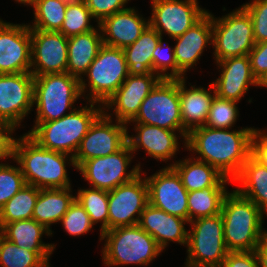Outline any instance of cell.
I'll use <instances>...</instances> for the list:
<instances>
[{"mask_svg": "<svg viewBox=\"0 0 267 267\" xmlns=\"http://www.w3.org/2000/svg\"><path fill=\"white\" fill-rule=\"evenodd\" d=\"M254 131L255 128L251 127L229 131L201 126L188 133L184 145L200 155L197 160L208 163L233 180L252 155Z\"/></svg>", "mask_w": 267, "mask_h": 267, "instance_id": "6da1fadb", "label": "cell"}, {"mask_svg": "<svg viewBox=\"0 0 267 267\" xmlns=\"http://www.w3.org/2000/svg\"><path fill=\"white\" fill-rule=\"evenodd\" d=\"M68 157V163L75 167L73 156L42 147L27 133L14 140L12 159L20 166L26 184L39 189L71 187Z\"/></svg>", "mask_w": 267, "mask_h": 267, "instance_id": "7a4b0ae2", "label": "cell"}, {"mask_svg": "<svg viewBox=\"0 0 267 267\" xmlns=\"http://www.w3.org/2000/svg\"><path fill=\"white\" fill-rule=\"evenodd\" d=\"M221 215L225 246L229 252L255 251L267 231L263 230L264 214L250 199L236 190L223 199Z\"/></svg>", "mask_w": 267, "mask_h": 267, "instance_id": "3957f363", "label": "cell"}, {"mask_svg": "<svg viewBox=\"0 0 267 267\" xmlns=\"http://www.w3.org/2000/svg\"><path fill=\"white\" fill-rule=\"evenodd\" d=\"M88 103L89 107L86 105L78 110L73 108V111L62 118L49 122H35L27 134L48 150L74 157L91 124L106 109L104 106L95 108V102Z\"/></svg>", "mask_w": 267, "mask_h": 267, "instance_id": "277c9868", "label": "cell"}, {"mask_svg": "<svg viewBox=\"0 0 267 267\" xmlns=\"http://www.w3.org/2000/svg\"><path fill=\"white\" fill-rule=\"evenodd\" d=\"M100 240H105L102 256L108 267L148 265L163 251L155 239L138 224L104 231Z\"/></svg>", "mask_w": 267, "mask_h": 267, "instance_id": "5b68a950", "label": "cell"}, {"mask_svg": "<svg viewBox=\"0 0 267 267\" xmlns=\"http://www.w3.org/2000/svg\"><path fill=\"white\" fill-rule=\"evenodd\" d=\"M81 95L80 80L67 72L34 76L33 105H36L37 111L35 122L62 118L67 115V109L73 111V105Z\"/></svg>", "mask_w": 267, "mask_h": 267, "instance_id": "8992f818", "label": "cell"}, {"mask_svg": "<svg viewBox=\"0 0 267 267\" xmlns=\"http://www.w3.org/2000/svg\"><path fill=\"white\" fill-rule=\"evenodd\" d=\"M191 223V224H190ZM187 267H219L228 254L222 215L216 214L189 222Z\"/></svg>", "mask_w": 267, "mask_h": 267, "instance_id": "52a82bcc", "label": "cell"}, {"mask_svg": "<svg viewBox=\"0 0 267 267\" xmlns=\"http://www.w3.org/2000/svg\"><path fill=\"white\" fill-rule=\"evenodd\" d=\"M212 35L216 62L248 55L255 46L253 23L242 6L219 19L212 15Z\"/></svg>", "mask_w": 267, "mask_h": 267, "instance_id": "ba28073f", "label": "cell"}, {"mask_svg": "<svg viewBox=\"0 0 267 267\" xmlns=\"http://www.w3.org/2000/svg\"><path fill=\"white\" fill-rule=\"evenodd\" d=\"M131 122L179 131L180 137H183L179 79H161L141 103Z\"/></svg>", "mask_w": 267, "mask_h": 267, "instance_id": "9c48e42d", "label": "cell"}, {"mask_svg": "<svg viewBox=\"0 0 267 267\" xmlns=\"http://www.w3.org/2000/svg\"><path fill=\"white\" fill-rule=\"evenodd\" d=\"M83 75L89 79V102L102 106L129 76L124 50L103 44Z\"/></svg>", "mask_w": 267, "mask_h": 267, "instance_id": "30bf717a", "label": "cell"}, {"mask_svg": "<svg viewBox=\"0 0 267 267\" xmlns=\"http://www.w3.org/2000/svg\"><path fill=\"white\" fill-rule=\"evenodd\" d=\"M132 156L130 146L126 143L113 154L84 161L77 169L93 188L110 191L142 174L140 163L130 172L127 171Z\"/></svg>", "mask_w": 267, "mask_h": 267, "instance_id": "8fae6325", "label": "cell"}, {"mask_svg": "<svg viewBox=\"0 0 267 267\" xmlns=\"http://www.w3.org/2000/svg\"><path fill=\"white\" fill-rule=\"evenodd\" d=\"M111 115L103 110L91 124L73 157L75 169L86 160L113 154L127 143L128 127L117 120L112 124Z\"/></svg>", "mask_w": 267, "mask_h": 267, "instance_id": "7c38bea8", "label": "cell"}, {"mask_svg": "<svg viewBox=\"0 0 267 267\" xmlns=\"http://www.w3.org/2000/svg\"><path fill=\"white\" fill-rule=\"evenodd\" d=\"M148 203V185L140 174L132 181L108 191V230L138 224Z\"/></svg>", "mask_w": 267, "mask_h": 267, "instance_id": "4fadbf2b", "label": "cell"}, {"mask_svg": "<svg viewBox=\"0 0 267 267\" xmlns=\"http://www.w3.org/2000/svg\"><path fill=\"white\" fill-rule=\"evenodd\" d=\"M149 25L161 37L165 32L171 38L183 35L208 11L199 7L197 0H152Z\"/></svg>", "mask_w": 267, "mask_h": 267, "instance_id": "5bb4252c", "label": "cell"}, {"mask_svg": "<svg viewBox=\"0 0 267 267\" xmlns=\"http://www.w3.org/2000/svg\"><path fill=\"white\" fill-rule=\"evenodd\" d=\"M34 76L30 72L0 74V121L20 126L33 105Z\"/></svg>", "mask_w": 267, "mask_h": 267, "instance_id": "9a60e30c", "label": "cell"}, {"mask_svg": "<svg viewBox=\"0 0 267 267\" xmlns=\"http://www.w3.org/2000/svg\"><path fill=\"white\" fill-rule=\"evenodd\" d=\"M30 35L32 51L30 73L33 76L48 73H66L68 37L61 32L40 29H30Z\"/></svg>", "mask_w": 267, "mask_h": 267, "instance_id": "2e32d148", "label": "cell"}, {"mask_svg": "<svg viewBox=\"0 0 267 267\" xmlns=\"http://www.w3.org/2000/svg\"><path fill=\"white\" fill-rule=\"evenodd\" d=\"M145 179L152 206L189 221L188 191L172 166H167Z\"/></svg>", "mask_w": 267, "mask_h": 267, "instance_id": "e0dca14e", "label": "cell"}, {"mask_svg": "<svg viewBox=\"0 0 267 267\" xmlns=\"http://www.w3.org/2000/svg\"><path fill=\"white\" fill-rule=\"evenodd\" d=\"M31 52L29 26L0 19V74L30 72Z\"/></svg>", "mask_w": 267, "mask_h": 267, "instance_id": "ac0fdd59", "label": "cell"}, {"mask_svg": "<svg viewBox=\"0 0 267 267\" xmlns=\"http://www.w3.org/2000/svg\"><path fill=\"white\" fill-rule=\"evenodd\" d=\"M160 80L157 74L139 76L129 74L104 106L107 109L112 108L116 120L127 125L136 117L141 103Z\"/></svg>", "mask_w": 267, "mask_h": 267, "instance_id": "d6986e66", "label": "cell"}, {"mask_svg": "<svg viewBox=\"0 0 267 267\" xmlns=\"http://www.w3.org/2000/svg\"><path fill=\"white\" fill-rule=\"evenodd\" d=\"M177 79H184L185 72L196 65L208 43L212 45V14L207 12L183 35L174 38Z\"/></svg>", "mask_w": 267, "mask_h": 267, "instance_id": "ffe728a7", "label": "cell"}, {"mask_svg": "<svg viewBox=\"0 0 267 267\" xmlns=\"http://www.w3.org/2000/svg\"><path fill=\"white\" fill-rule=\"evenodd\" d=\"M216 63L222 70L220 77L212 82L217 96L239 102L249 90V85H258L252 74L248 55L223 59Z\"/></svg>", "mask_w": 267, "mask_h": 267, "instance_id": "44dd1931", "label": "cell"}, {"mask_svg": "<svg viewBox=\"0 0 267 267\" xmlns=\"http://www.w3.org/2000/svg\"><path fill=\"white\" fill-rule=\"evenodd\" d=\"M103 44L124 49L133 44L149 26L134 8H127L105 17L99 24Z\"/></svg>", "mask_w": 267, "mask_h": 267, "instance_id": "7402d4cb", "label": "cell"}, {"mask_svg": "<svg viewBox=\"0 0 267 267\" xmlns=\"http://www.w3.org/2000/svg\"><path fill=\"white\" fill-rule=\"evenodd\" d=\"M188 220L171 215L148 203L142 211L138 225L150 234L163 250L168 241L187 246L188 232L185 224Z\"/></svg>", "mask_w": 267, "mask_h": 267, "instance_id": "603a6c76", "label": "cell"}, {"mask_svg": "<svg viewBox=\"0 0 267 267\" xmlns=\"http://www.w3.org/2000/svg\"><path fill=\"white\" fill-rule=\"evenodd\" d=\"M134 131L137 135L127 134V143L134 154L139 148L154 159L165 161L171 159L178 148V139L174 130H167L158 126L135 123Z\"/></svg>", "mask_w": 267, "mask_h": 267, "instance_id": "cb8c5ba5", "label": "cell"}, {"mask_svg": "<svg viewBox=\"0 0 267 267\" xmlns=\"http://www.w3.org/2000/svg\"><path fill=\"white\" fill-rule=\"evenodd\" d=\"M94 29L79 35L68 37L67 73L80 80V91L84 95L87 84L82 75L88 70L103 45L102 32ZM99 32V33H98ZM84 93V94H83Z\"/></svg>", "mask_w": 267, "mask_h": 267, "instance_id": "d4e9b609", "label": "cell"}, {"mask_svg": "<svg viewBox=\"0 0 267 267\" xmlns=\"http://www.w3.org/2000/svg\"><path fill=\"white\" fill-rule=\"evenodd\" d=\"M186 80L179 79V98H180V112L183 123V138L186 143L188 133L197 127L204 126L212 99L215 96V90L212 83L209 85V90L202 87L191 85L190 89L186 88ZM213 89V94L210 92Z\"/></svg>", "mask_w": 267, "mask_h": 267, "instance_id": "484cf974", "label": "cell"}, {"mask_svg": "<svg viewBox=\"0 0 267 267\" xmlns=\"http://www.w3.org/2000/svg\"><path fill=\"white\" fill-rule=\"evenodd\" d=\"M52 234L45 226L34 219L6 223L2 227V236L21 248L37 252L49 265V258L55 249L54 244H45L42 235Z\"/></svg>", "mask_w": 267, "mask_h": 267, "instance_id": "4316f807", "label": "cell"}, {"mask_svg": "<svg viewBox=\"0 0 267 267\" xmlns=\"http://www.w3.org/2000/svg\"><path fill=\"white\" fill-rule=\"evenodd\" d=\"M232 181L240 184L235 190L254 202L267 216V166L251 155Z\"/></svg>", "mask_w": 267, "mask_h": 267, "instance_id": "83f0119b", "label": "cell"}, {"mask_svg": "<svg viewBox=\"0 0 267 267\" xmlns=\"http://www.w3.org/2000/svg\"><path fill=\"white\" fill-rule=\"evenodd\" d=\"M181 177L188 192L209 187H225L231 179L222 175L215 167L197 159L187 158L170 164ZM225 184V185H224Z\"/></svg>", "mask_w": 267, "mask_h": 267, "instance_id": "f1b7e54d", "label": "cell"}, {"mask_svg": "<svg viewBox=\"0 0 267 267\" xmlns=\"http://www.w3.org/2000/svg\"><path fill=\"white\" fill-rule=\"evenodd\" d=\"M71 192V187L40 189L32 219L51 231L50 225L60 222L75 200Z\"/></svg>", "mask_w": 267, "mask_h": 267, "instance_id": "f546056e", "label": "cell"}, {"mask_svg": "<svg viewBox=\"0 0 267 267\" xmlns=\"http://www.w3.org/2000/svg\"><path fill=\"white\" fill-rule=\"evenodd\" d=\"M161 39L149 25L133 44L123 49L130 75L156 74L153 73V52Z\"/></svg>", "mask_w": 267, "mask_h": 267, "instance_id": "4dcf8cb0", "label": "cell"}, {"mask_svg": "<svg viewBox=\"0 0 267 267\" xmlns=\"http://www.w3.org/2000/svg\"><path fill=\"white\" fill-rule=\"evenodd\" d=\"M39 192V188L25 184L0 209V225L3 227L6 223L32 219Z\"/></svg>", "mask_w": 267, "mask_h": 267, "instance_id": "1f68e13d", "label": "cell"}, {"mask_svg": "<svg viewBox=\"0 0 267 267\" xmlns=\"http://www.w3.org/2000/svg\"><path fill=\"white\" fill-rule=\"evenodd\" d=\"M226 187H209L188 192L189 222L221 213Z\"/></svg>", "mask_w": 267, "mask_h": 267, "instance_id": "d6a6232c", "label": "cell"}, {"mask_svg": "<svg viewBox=\"0 0 267 267\" xmlns=\"http://www.w3.org/2000/svg\"><path fill=\"white\" fill-rule=\"evenodd\" d=\"M69 0H35L30 4L34 8V25L30 29L59 32L65 19Z\"/></svg>", "mask_w": 267, "mask_h": 267, "instance_id": "836d02e7", "label": "cell"}, {"mask_svg": "<svg viewBox=\"0 0 267 267\" xmlns=\"http://www.w3.org/2000/svg\"><path fill=\"white\" fill-rule=\"evenodd\" d=\"M75 199L88 213L92 223L101 222L102 234L108 230V191L103 189H80Z\"/></svg>", "mask_w": 267, "mask_h": 267, "instance_id": "e575fe53", "label": "cell"}, {"mask_svg": "<svg viewBox=\"0 0 267 267\" xmlns=\"http://www.w3.org/2000/svg\"><path fill=\"white\" fill-rule=\"evenodd\" d=\"M1 267H50L37 253L27 248H21L3 236L0 237Z\"/></svg>", "mask_w": 267, "mask_h": 267, "instance_id": "d590c367", "label": "cell"}, {"mask_svg": "<svg viewBox=\"0 0 267 267\" xmlns=\"http://www.w3.org/2000/svg\"><path fill=\"white\" fill-rule=\"evenodd\" d=\"M64 17L65 19L59 32L66 37L79 35L95 29L90 24V20L94 19V17L84 0L69 1Z\"/></svg>", "mask_w": 267, "mask_h": 267, "instance_id": "8d00e7d4", "label": "cell"}, {"mask_svg": "<svg viewBox=\"0 0 267 267\" xmlns=\"http://www.w3.org/2000/svg\"><path fill=\"white\" fill-rule=\"evenodd\" d=\"M236 103L238 102L221 98L215 94L204 126L209 128L231 129L239 116Z\"/></svg>", "mask_w": 267, "mask_h": 267, "instance_id": "74e56055", "label": "cell"}, {"mask_svg": "<svg viewBox=\"0 0 267 267\" xmlns=\"http://www.w3.org/2000/svg\"><path fill=\"white\" fill-rule=\"evenodd\" d=\"M26 184L21 168L0 163V209Z\"/></svg>", "mask_w": 267, "mask_h": 267, "instance_id": "f35d334b", "label": "cell"}, {"mask_svg": "<svg viewBox=\"0 0 267 267\" xmlns=\"http://www.w3.org/2000/svg\"><path fill=\"white\" fill-rule=\"evenodd\" d=\"M65 231L72 236L88 233L94 226L88 213L75 199L61 221Z\"/></svg>", "mask_w": 267, "mask_h": 267, "instance_id": "ab89813d", "label": "cell"}, {"mask_svg": "<svg viewBox=\"0 0 267 267\" xmlns=\"http://www.w3.org/2000/svg\"><path fill=\"white\" fill-rule=\"evenodd\" d=\"M164 44L161 39L153 52V73H156L161 79H177V64L174 48H170L167 45L169 50H167V53H164ZM168 69L171 70L170 73L167 72Z\"/></svg>", "mask_w": 267, "mask_h": 267, "instance_id": "60d3db41", "label": "cell"}, {"mask_svg": "<svg viewBox=\"0 0 267 267\" xmlns=\"http://www.w3.org/2000/svg\"><path fill=\"white\" fill-rule=\"evenodd\" d=\"M249 13L254 31L255 43L267 40V0H253L242 5Z\"/></svg>", "mask_w": 267, "mask_h": 267, "instance_id": "b9f144b4", "label": "cell"}, {"mask_svg": "<svg viewBox=\"0 0 267 267\" xmlns=\"http://www.w3.org/2000/svg\"><path fill=\"white\" fill-rule=\"evenodd\" d=\"M92 16L99 24L105 17L122 11L130 0H84Z\"/></svg>", "mask_w": 267, "mask_h": 267, "instance_id": "7bdbcfd3", "label": "cell"}, {"mask_svg": "<svg viewBox=\"0 0 267 267\" xmlns=\"http://www.w3.org/2000/svg\"><path fill=\"white\" fill-rule=\"evenodd\" d=\"M248 56L252 74L258 81L267 72V40L255 43Z\"/></svg>", "mask_w": 267, "mask_h": 267, "instance_id": "ee69618b", "label": "cell"}, {"mask_svg": "<svg viewBox=\"0 0 267 267\" xmlns=\"http://www.w3.org/2000/svg\"><path fill=\"white\" fill-rule=\"evenodd\" d=\"M219 267H260L255 251L228 252Z\"/></svg>", "mask_w": 267, "mask_h": 267, "instance_id": "f6af8a7d", "label": "cell"}, {"mask_svg": "<svg viewBox=\"0 0 267 267\" xmlns=\"http://www.w3.org/2000/svg\"><path fill=\"white\" fill-rule=\"evenodd\" d=\"M15 128L5 122L0 121V160L13 158V144L15 138L11 134Z\"/></svg>", "mask_w": 267, "mask_h": 267, "instance_id": "bcb514c9", "label": "cell"}, {"mask_svg": "<svg viewBox=\"0 0 267 267\" xmlns=\"http://www.w3.org/2000/svg\"><path fill=\"white\" fill-rule=\"evenodd\" d=\"M252 155L267 166V133L255 129L252 138Z\"/></svg>", "mask_w": 267, "mask_h": 267, "instance_id": "7dc6e473", "label": "cell"}, {"mask_svg": "<svg viewBox=\"0 0 267 267\" xmlns=\"http://www.w3.org/2000/svg\"><path fill=\"white\" fill-rule=\"evenodd\" d=\"M255 252L258 257L260 267H267V233L256 247Z\"/></svg>", "mask_w": 267, "mask_h": 267, "instance_id": "c3c4849f", "label": "cell"}, {"mask_svg": "<svg viewBox=\"0 0 267 267\" xmlns=\"http://www.w3.org/2000/svg\"><path fill=\"white\" fill-rule=\"evenodd\" d=\"M258 87H266L267 88V72L258 80Z\"/></svg>", "mask_w": 267, "mask_h": 267, "instance_id": "681fc988", "label": "cell"}, {"mask_svg": "<svg viewBox=\"0 0 267 267\" xmlns=\"http://www.w3.org/2000/svg\"><path fill=\"white\" fill-rule=\"evenodd\" d=\"M17 1L18 3L20 2V4H24V5H30L32 4L35 0H15Z\"/></svg>", "mask_w": 267, "mask_h": 267, "instance_id": "f907efd6", "label": "cell"}, {"mask_svg": "<svg viewBox=\"0 0 267 267\" xmlns=\"http://www.w3.org/2000/svg\"><path fill=\"white\" fill-rule=\"evenodd\" d=\"M2 236V226L0 225V237Z\"/></svg>", "mask_w": 267, "mask_h": 267, "instance_id": "816d5d0a", "label": "cell"}]
</instances>
